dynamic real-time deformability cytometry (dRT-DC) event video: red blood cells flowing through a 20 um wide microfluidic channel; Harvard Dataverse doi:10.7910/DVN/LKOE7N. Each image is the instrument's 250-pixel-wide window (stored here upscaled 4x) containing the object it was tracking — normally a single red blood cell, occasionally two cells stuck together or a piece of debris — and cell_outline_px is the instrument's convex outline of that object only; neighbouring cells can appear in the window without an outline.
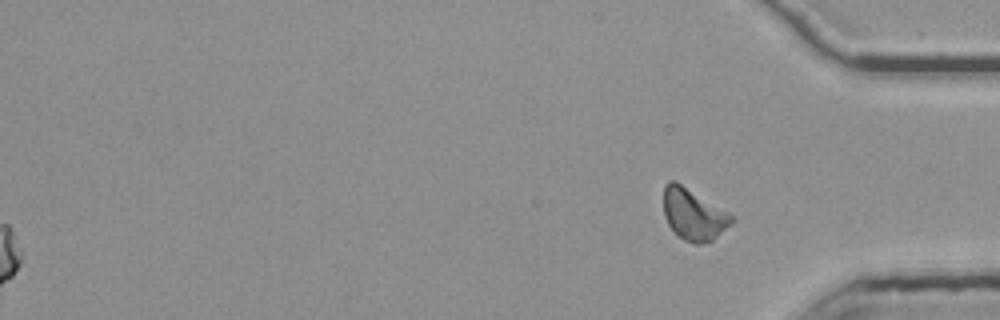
{"species": "common noctule bat (a hibernating species)", "species_latin": "Nyctalus noctula", "temperature_condition": "room temperature", "stored_images_in_passage": 50, "segment_of_instrument_passage": [2, 2], "camera_frame_rate_fps": 3000, "um_per_image_px": 0.085, "animal": {"sex": "female", "body_mass_g": 25.1}, "frame": {"image": 1, "passage_image": 50, "time_ms": 16.333, "image_size_px": [1000, 320], "cell_outline_px": [[736, 220], [732, 224], [712, 240], [700, 244], [692, 244], [684, 240], [668, 224], [664, 216], [664, 184], [668, 180], [676, 180], [728, 212]], "centroid_in_image_um": [58.95, 18.21], "position_along_channel_um": 376.3, "area_um2": 20.4}}